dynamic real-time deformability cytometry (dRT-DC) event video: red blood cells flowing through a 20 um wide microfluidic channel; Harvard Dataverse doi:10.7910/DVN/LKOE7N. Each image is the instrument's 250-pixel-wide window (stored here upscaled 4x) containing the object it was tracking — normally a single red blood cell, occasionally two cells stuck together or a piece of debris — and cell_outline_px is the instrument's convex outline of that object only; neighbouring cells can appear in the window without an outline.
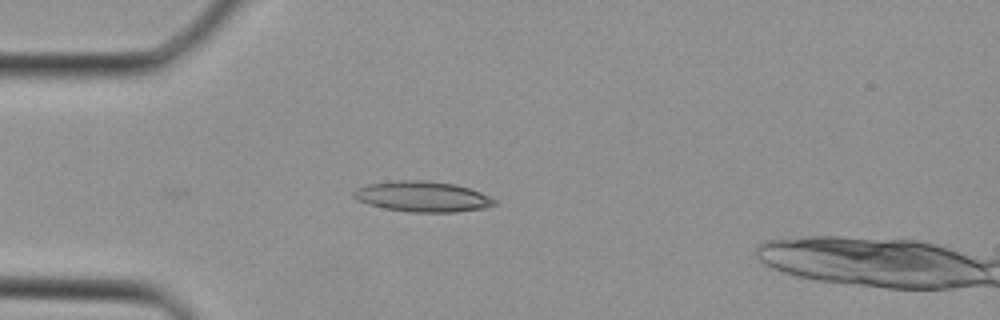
{"species": "Egyptian fruit bat (a non-hibernating species)", "species_latin": "Rousettus aegyptiacus", "temperature_condition": "cold", "stored_images_in_passage": 21, "camera_frame_rate_fps": 3000, "um_per_image_px": 0.085, "animal": {"sex": "female"}, "frame": {"image": 1, "passage_image": 1, "time_ms": 0.0, "image_size_px": [1000, 320], "cell_outline_px": [[500, 200], [496, 204], [484, 208], [456, 212], [412, 212], [384, 208], [368, 204], [356, 200], [352, 196], [352, 192], [356, 188], [368, 184], [400, 180], [420, 180], [456, 184], [480, 192]], "centroid_in_image_um": [35.92, 16.71], "position_along_channel_um": 49.1, "area_um2": 25.14}}
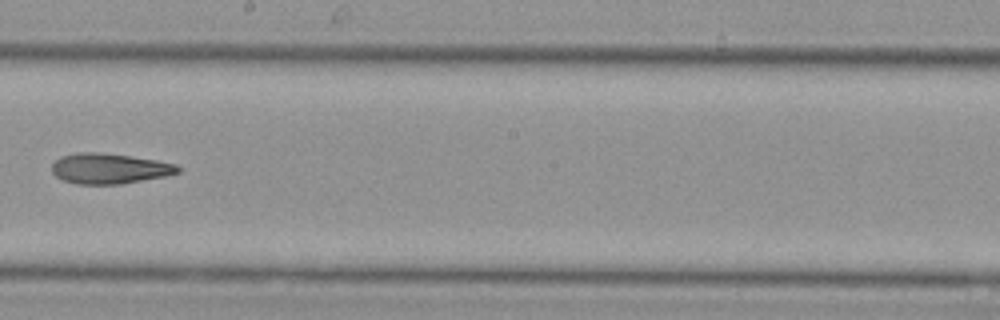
{"frame": {"image": 2, "passage_image": 12, "time_ms": 3.667, "image_size_px": [1000, 320], "cell_outline_px": [[180, 172], [168, 176], [120, 184], [76, 184], [64, 180], [56, 176], [52, 172], [52, 164], [60, 156], [76, 152], [100, 152], [132, 156], [156, 160], [176, 164], [180, 168]], "centroid_in_image_um": [9.31, 14.32], "position_along_channel_um": 238.9, "area_um2": 22.48}}
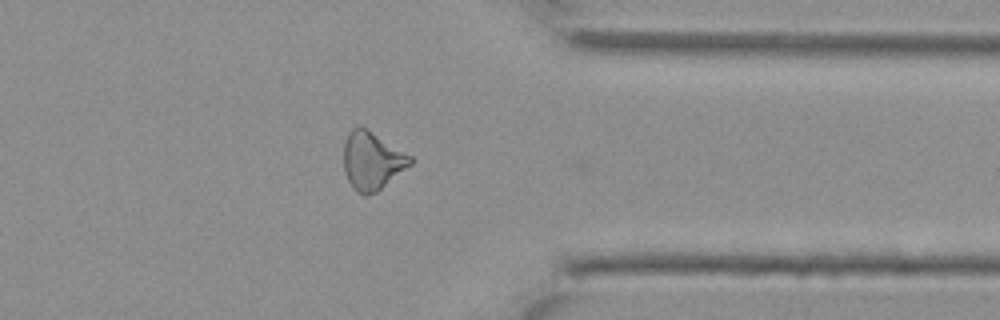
{"frame": {"image": 3, "passage_image": 20, "time_ms": 6.333, "image_size_px": [1000, 320], "cell_outline_px": [[412, 164], [376, 192], [364, 196], [356, 192], [352, 188], [344, 172], [344, 140], [348, 132], [352, 128], [368, 128], [412, 156]], "centroid_in_image_um": [31.61, 13.66], "position_along_channel_um": 379.8, "area_um2": 22.6}}